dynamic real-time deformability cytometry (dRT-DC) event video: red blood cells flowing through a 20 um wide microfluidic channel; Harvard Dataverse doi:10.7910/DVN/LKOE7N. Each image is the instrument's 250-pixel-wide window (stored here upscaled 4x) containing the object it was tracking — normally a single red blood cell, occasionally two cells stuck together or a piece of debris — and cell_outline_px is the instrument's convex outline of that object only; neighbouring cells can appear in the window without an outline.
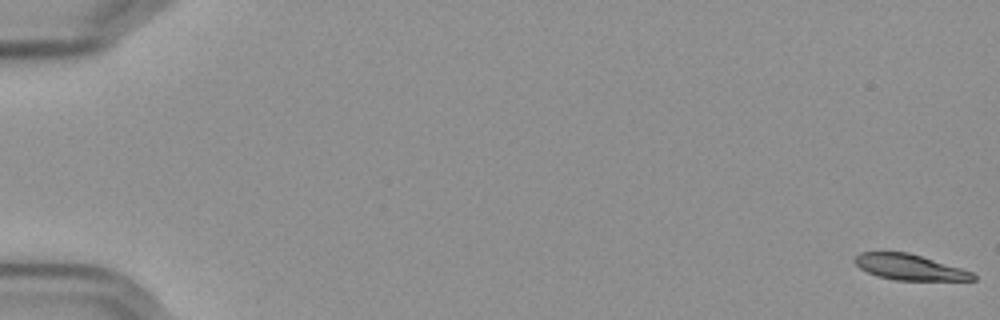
{"species": "Egyptian fruit bat (a non-hibernating species)", "species_latin": "Rousettus aegyptiacus", "temperature_condition": "cold", "stored_images_in_passage": 58, "camera_frame_rate_fps": 3000, "um_per_image_px": 0.085, "frame": {"image": 1, "passage_image": 1, "time_ms": 0.0, "image_size_px": [1000, 320], "cell_outline_px": [[976, 280], [896, 280], [876, 276], [860, 268], [852, 260], [860, 252], [908, 252], [960, 268], [972, 272], [976, 276]], "centroid_in_image_um": [77.28, 22.71], "position_along_channel_um": 7.7, "area_um2": 17.51}}
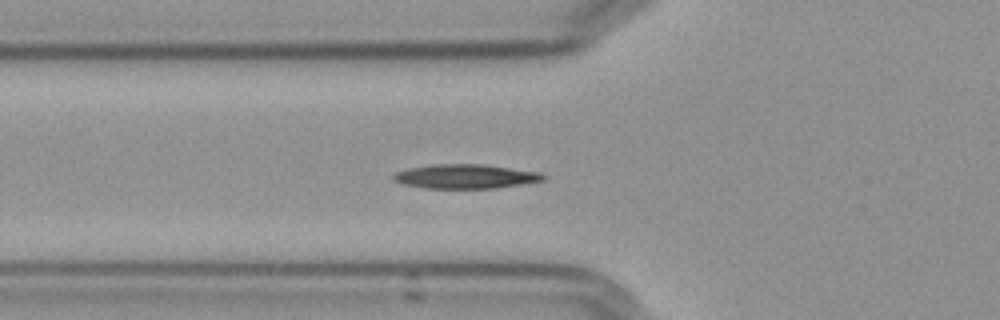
{"frame": {"image": 2, "passage_image": 22, "time_ms": 7.0, "image_size_px": [1000, 320], "cell_outline_px": [[548, 176], [544, 180], [496, 188], [424, 188], [400, 184], [392, 180], [392, 176], [396, 172], [408, 168], [432, 164], [480, 164], [540, 172]], "centroid_in_image_um": [39.52, 15.0], "position_along_channel_um": 86.3, "area_um2": 21.21}}
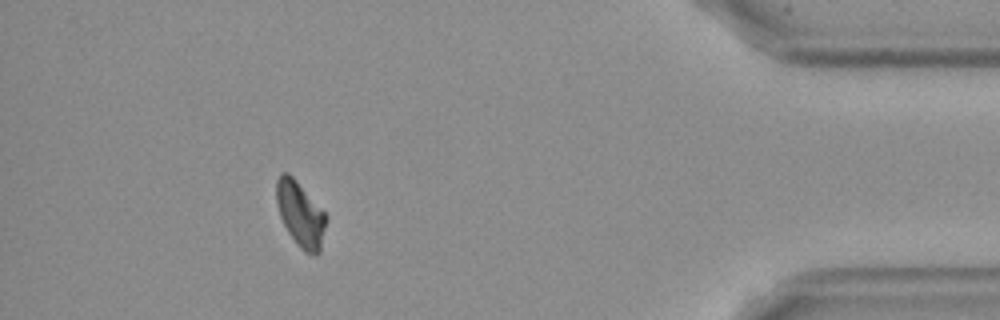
{"frame": {"image": 3, "passage_image": 53, "time_ms": 17.333, "image_size_px": [1000, 320], "cell_outline_px": [[328, 220], [320, 252], [316, 256], [312, 256], [304, 252], [296, 244], [288, 232], [280, 216], [276, 204], [276, 180], [280, 172], [288, 172], [296, 180], [328, 216]], "centroid_in_image_um": [25.55, 18.23], "position_along_channel_um": 409.7, "area_um2": 19.19}, "authors_computed_cell_mechanics": {"area_um2": 19.4786, "velocity_mm_per_s": 3.5771, "shape_relaxation_time_tau1_ms": 5.396, "shape_relaxation_time_tau2_ms": null, "deformation_change_tau1": 0.143, "deformation_change_tau2": null}}